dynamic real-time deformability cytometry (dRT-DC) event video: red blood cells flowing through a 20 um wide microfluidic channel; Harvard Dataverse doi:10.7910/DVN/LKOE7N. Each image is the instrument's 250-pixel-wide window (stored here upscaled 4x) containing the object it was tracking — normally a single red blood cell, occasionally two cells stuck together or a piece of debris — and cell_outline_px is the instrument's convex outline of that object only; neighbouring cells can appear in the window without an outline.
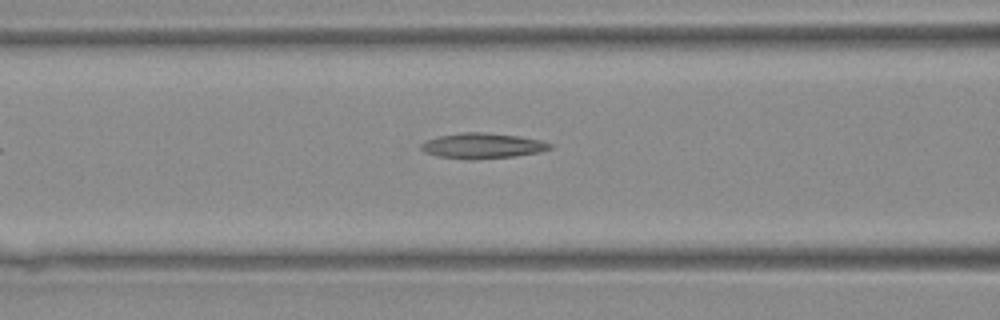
{"species": "Egyptian fruit bat (a non-hibernating species)", "species_latin": "Rousettus aegyptiacus", "temperature_condition": "warm", "stored_images_in_passage": 25, "camera_frame_rate_fps": 3000, "um_per_image_px": 0.085, "animal": {"sex": "female"}, "frame": {"image": 1, "passage_image": 8, "time_ms": 2.333, "image_size_px": [1000, 320], "cell_outline_px": [[552, 148], [540, 152], [516, 156], [440, 156], [424, 152], [420, 148], [420, 144], [428, 140], [440, 136], [460, 132], [484, 132], [520, 136], [540, 140], [552, 144]], "centroid_in_image_um": [41.07, 12.33], "position_along_channel_um": 125.5, "area_um2": 17.98}}
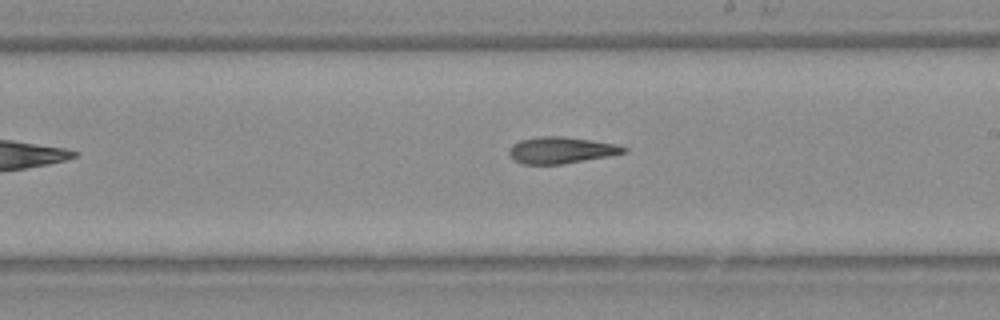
{"frame": {"image": 2, "passage_image": 15, "time_ms": 4.667, "image_size_px": [1000, 320], "cell_outline_px": [[628, 152], [608, 156], [560, 164], [524, 164], [516, 160], [508, 152], [512, 144], [520, 140], [540, 136], [564, 136], [592, 140], [616, 144], [628, 148]], "centroid_in_image_um": [47.72, 12.75], "position_along_channel_um": 241.3, "area_um2": 17.57}}
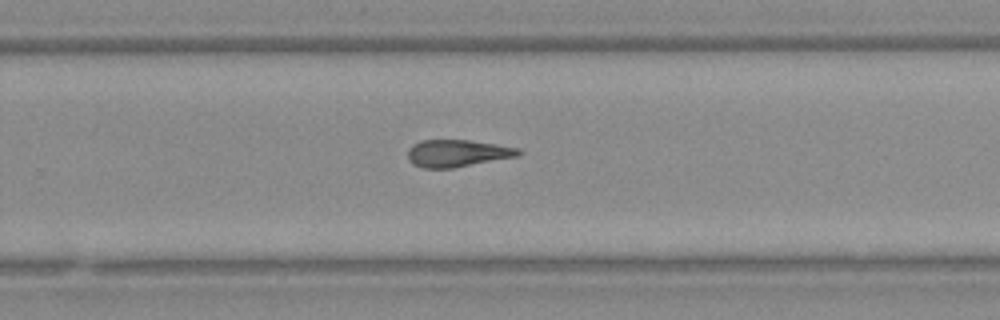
{"frame": {"image": 3, "passage_image": 18, "time_ms": 5.667, "image_size_px": [1000, 320], "cell_outline_px": [[524, 152], [516, 156], [452, 168], [424, 168], [412, 164], [408, 160], [408, 148], [412, 144], [420, 140], [468, 140], [496, 144], [520, 148]], "centroid_in_image_um": [38.84, 13.02], "position_along_channel_um": 291.0, "area_um2": 17.51}}